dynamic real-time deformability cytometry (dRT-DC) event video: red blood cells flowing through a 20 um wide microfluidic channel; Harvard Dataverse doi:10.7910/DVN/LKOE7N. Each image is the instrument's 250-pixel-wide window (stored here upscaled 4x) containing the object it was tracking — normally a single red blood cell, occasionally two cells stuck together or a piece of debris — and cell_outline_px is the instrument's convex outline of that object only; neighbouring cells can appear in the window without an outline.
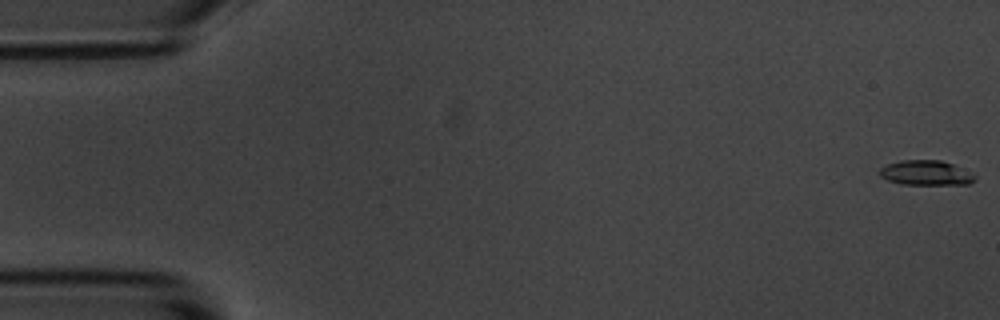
{"species": "common noctule bat (a hibernating species)", "species_latin": "Nyctalus noctula", "temperature_condition": "room temperature", "stored_images_in_passage": 5, "camera_frame_rate_fps": 3000, "um_per_image_px": 0.085, "animal": {"sex": "male", "body_mass_g": 20.1, "forearm_length_mm": 53.5}, "frame": {"image": 1, "passage_image": 1, "time_ms": 0.0, "image_size_px": [1000, 320], "cell_outline_px": [[976, 180], [968, 184], [904, 184], [888, 180], [880, 176], [880, 168], [888, 164], [900, 160], [940, 160], [956, 164], [976, 176]], "centroid_in_image_um": [78.74, 14.68], "position_along_channel_um": 6.3, "area_um2": 13.76}}
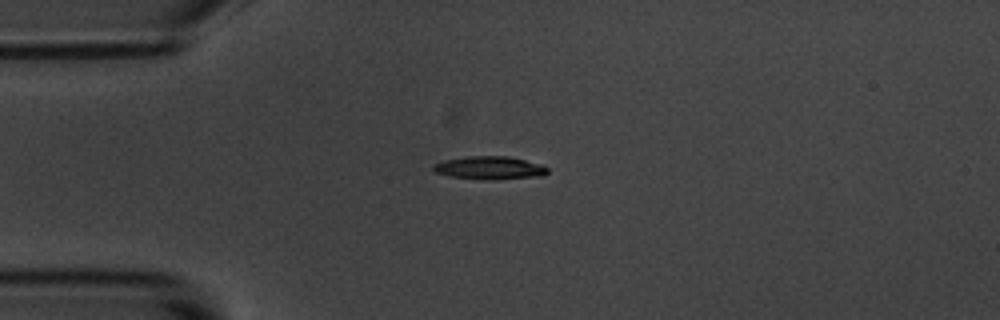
{"frame": {"image": 2, "passage_image": 5, "time_ms": 4.333, "image_size_px": [1000, 320], "cell_outline_px": [[548, 172], [544, 176], [492, 180], [484, 180], [448, 176], [436, 172], [432, 168], [432, 164], [444, 160], [472, 156], [508, 156], [544, 164], [548, 168]], "centroid_in_image_um": [41.66, 14.27], "position_along_channel_um": 43.3, "area_um2": 15.61}}